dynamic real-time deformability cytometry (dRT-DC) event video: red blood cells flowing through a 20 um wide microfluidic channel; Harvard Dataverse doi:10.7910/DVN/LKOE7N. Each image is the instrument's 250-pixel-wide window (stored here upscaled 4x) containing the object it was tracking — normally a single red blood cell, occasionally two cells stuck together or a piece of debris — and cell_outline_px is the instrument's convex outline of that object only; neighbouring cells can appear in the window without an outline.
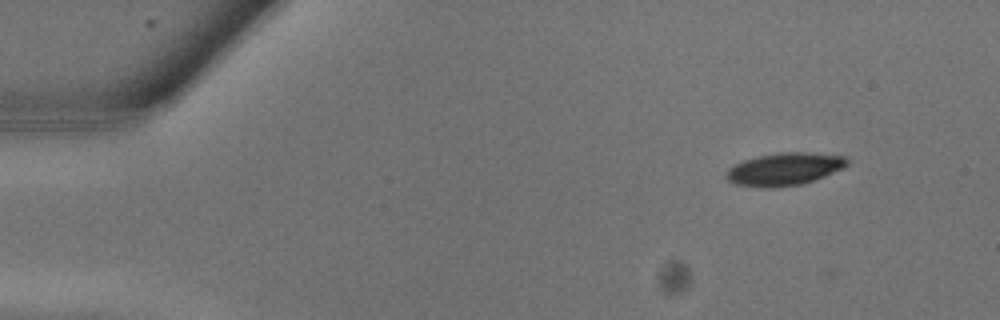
{"species": "common noctule bat (a hibernating species)", "species_latin": "Nyctalus noctula", "temperature_condition": "warm", "stored_images_in_passage": 13, "camera_frame_rate_fps": 3000, "um_per_image_px": 0.085, "animal": {"sex": "male", "body_mass_g": 13.3}, "frame": {"image": 1, "passage_image": 3, "time_ms": 0.667, "image_size_px": [1000, 320], "cell_outline_px": [[848, 164], [844, 168], [824, 176], [800, 184], [736, 184], [728, 180], [724, 176], [728, 168], [744, 160], [756, 156], [780, 152], [808, 152], [848, 156]], "centroid_in_image_um": [66.75, 14.29], "position_along_channel_um": 18.3, "area_um2": 22.02}}
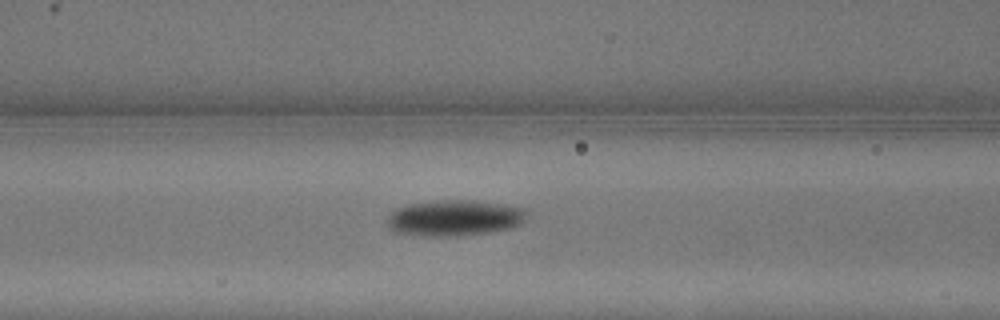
{"frame": {"image": 2, "passage_image": 11, "time_ms": 3.333, "image_size_px": [1000, 320], "cell_outline_px": [[528, 216], [520, 224], [512, 228], [492, 232], [456, 236], [432, 236], [396, 232], [388, 228], [384, 220], [396, 208], [408, 204], [440, 200], [476, 200], [504, 204], [524, 208], [528, 212]], "centroid_in_image_um": [38.65, 18.52], "position_along_channel_um": 128.0, "area_um2": 29.59}}
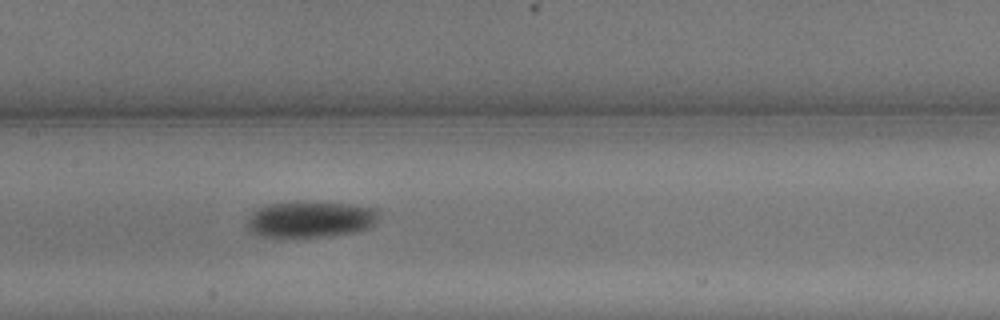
{"frame": {"image": 3, "passage_image": 13, "time_ms": 4.0, "image_size_px": [1000, 320], "cell_outline_px": [[380, 216], [368, 228], [352, 232], [324, 236], [260, 236], [248, 232], [244, 224], [256, 208], [268, 204], [296, 200], [308, 200], [352, 204], [376, 208], [380, 212]], "centroid_in_image_um": [26.34, 18.59], "position_along_channel_um": 181.1, "area_um2": 28.38}}